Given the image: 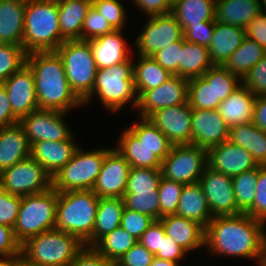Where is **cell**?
<instances>
[{
  "label": "cell",
  "mask_w": 266,
  "mask_h": 266,
  "mask_svg": "<svg viewBox=\"0 0 266 266\" xmlns=\"http://www.w3.org/2000/svg\"><path fill=\"white\" fill-rule=\"evenodd\" d=\"M159 221L165 234L188 253L205 246V228L199 223L176 214L161 217Z\"/></svg>",
  "instance_id": "603a6c76"
},
{
  "label": "cell",
  "mask_w": 266,
  "mask_h": 266,
  "mask_svg": "<svg viewBox=\"0 0 266 266\" xmlns=\"http://www.w3.org/2000/svg\"><path fill=\"white\" fill-rule=\"evenodd\" d=\"M262 266H266V246H265V250H264V259H263Z\"/></svg>",
  "instance_id": "2644e50d"
},
{
  "label": "cell",
  "mask_w": 266,
  "mask_h": 266,
  "mask_svg": "<svg viewBox=\"0 0 266 266\" xmlns=\"http://www.w3.org/2000/svg\"><path fill=\"white\" fill-rule=\"evenodd\" d=\"M256 96L241 84L233 93L222 101L217 111L229 128L253 121Z\"/></svg>",
  "instance_id": "4316f807"
},
{
  "label": "cell",
  "mask_w": 266,
  "mask_h": 266,
  "mask_svg": "<svg viewBox=\"0 0 266 266\" xmlns=\"http://www.w3.org/2000/svg\"><path fill=\"white\" fill-rule=\"evenodd\" d=\"M229 131L230 128L217 109H193L192 145L209 150L229 140Z\"/></svg>",
  "instance_id": "ffe728a7"
},
{
  "label": "cell",
  "mask_w": 266,
  "mask_h": 266,
  "mask_svg": "<svg viewBox=\"0 0 266 266\" xmlns=\"http://www.w3.org/2000/svg\"><path fill=\"white\" fill-rule=\"evenodd\" d=\"M208 166L233 177L258 165L246 149L226 140L208 150Z\"/></svg>",
  "instance_id": "44dd1931"
},
{
  "label": "cell",
  "mask_w": 266,
  "mask_h": 266,
  "mask_svg": "<svg viewBox=\"0 0 266 266\" xmlns=\"http://www.w3.org/2000/svg\"><path fill=\"white\" fill-rule=\"evenodd\" d=\"M258 175L259 165L232 177L236 205L241 213H246L253 206Z\"/></svg>",
  "instance_id": "f35d334b"
},
{
  "label": "cell",
  "mask_w": 266,
  "mask_h": 266,
  "mask_svg": "<svg viewBox=\"0 0 266 266\" xmlns=\"http://www.w3.org/2000/svg\"><path fill=\"white\" fill-rule=\"evenodd\" d=\"M214 64L211 62L209 49L182 38L180 52V76L191 79L205 74Z\"/></svg>",
  "instance_id": "d590c367"
},
{
  "label": "cell",
  "mask_w": 266,
  "mask_h": 266,
  "mask_svg": "<svg viewBox=\"0 0 266 266\" xmlns=\"http://www.w3.org/2000/svg\"><path fill=\"white\" fill-rule=\"evenodd\" d=\"M252 122L266 132V95L256 97Z\"/></svg>",
  "instance_id": "e7e4bbea"
},
{
  "label": "cell",
  "mask_w": 266,
  "mask_h": 266,
  "mask_svg": "<svg viewBox=\"0 0 266 266\" xmlns=\"http://www.w3.org/2000/svg\"><path fill=\"white\" fill-rule=\"evenodd\" d=\"M27 0H0V44L23 46Z\"/></svg>",
  "instance_id": "cb8c5ba5"
},
{
  "label": "cell",
  "mask_w": 266,
  "mask_h": 266,
  "mask_svg": "<svg viewBox=\"0 0 266 266\" xmlns=\"http://www.w3.org/2000/svg\"><path fill=\"white\" fill-rule=\"evenodd\" d=\"M138 57V61L133 63V80L139 99L147 90L158 87L173 75L151 56L138 55Z\"/></svg>",
  "instance_id": "836d02e7"
},
{
  "label": "cell",
  "mask_w": 266,
  "mask_h": 266,
  "mask_svg": "<svg viewBox=\"0 0 266 266\" xmlns=\"http://www.w3.org/2000/svg\"><path fill=\"white\" fill-rule=\"evenodd\" d=\"M262 12V0H216L215 20L246 28Z\"/></svg>",
  "instance_id": "f546056e"
},
{
  "label": "cell",
  "mask_w": 266,
  "mask_h": 266,
  "mask_svg": "<svg viewBox=\"0 0 266 266\" xmlns=\"http://www.w3.org/2000/svg\"><path fill=\"white\" fill-rule=\"evenodd\" d=\"M265 55L266 50L261 45L246 37L224 66L242 80Z\"/></svg>",
  "instance_id": "8d00e7d4"
},
{
  "label": "cell",
  "mask_w": 266,
  "mask_h": 266,
  "mask_svg": "<svg viewBox=\"0 0 266 266\" xmlns=\"http://www.w3.org/2000/svg\"><path fill=\"white\" fill-rule=\"evenodd\" d=\"M138 240L121 226L103 236L93 248L106 259L117 262Z\"/></svg>",
  "instance_id": "74e56055"
},
{
  "label": "cell",
  "mask_w": 266,
  "mask_h": 266,
  "mask_svg": "<svg viewBox=\"0 0 266 266\" xmlns=\"http://www.w3.org/2000/svg\"><path fill=\"white\" fill-rule=\"evenodd\" d=\"M64 41L57 0H27L23 38L26 53L56 51Z\"/></svg>",
  "instance_id": "277c9868"
},
{
  "label": "cell",
  "mask_w": 266,
  "mask_h": 266,
  "mask_svg": "<svg viewBox=\"0 0 266 266\" xmlns=\"http://www.w3.org/2000/svg\"><path fill=\"white\" fill-rule=\"evenodd\" d=\"M61 37L65 40H82L84 19L92 0H57Z\"/></svg>",
  "instance_id": "f1b7e54d"
},
{
  "label": "cell",
  "mask_w": 266,
  "mask_h": 266,
  "mask_svg": "<svg viewBox=\"0 0 266 266\" xmlns=\"http://www.w3.org/2000/svg\"><path fill=\"white\" fill-rule=\"evenodd\" d=\"M154 257L155 256L150 251L137 242L115 262V266H150Z\"/></svg>",
  "instance_id": "11a10c76"
},
{
  "label": "cell",
  "mask_w": 266,
  "mask_h": 266,
  "mask_svg": "<svg viewBox=\"0 0 266 266\" xmlns=\"http://www.w3.org/2000/svg\"><path fill=\"white\" fill-rule=\"evenodd\" d=\"M122 199L125 208L149 215L155 220L160 219L158 191L124 194Z\"/></svg>",
  "instance_id": "ee69618b"
},
{
  "label": "cell",
  "mask_w": 266,
  "mask_h": 266,
  "mask_svg": "<svg viewBox=\"0 0 266 266\" xmlns=\"http://www.w3.org/2000/svg\"><path fill=\"white\" fill-rule=\"evenodd\" d=\"M241 82L256 97L266 95V55L250 69Z\"/></svg>",
  "instance_id": "f907efd6"
},
{
  "label": "cell",
  "mask_w": 266,
  "mask_h": 266,
  "mask_svg": "<svg viewBox=\"0 0 266 266\" xmlns=\"http://www.w3.org/2000/svg\"><path fill=\"white\" fill-rule=\"evenodd\" d=\"M214 27L215 21H204L202 24L190 25L183 31L184 39L208 48L213 38Z\"/></svg>",
  "instance_id": "db71d44e"
},
{
  "label": "cell",
  "mask_w": 266,
  "mask_h": 266,
  "mask_svg": "<svg viewBox=\"0 0 266 266\" xmlns=\"http://www.w3.org/2000/svg\"><path fill=\"white\" fill-rule=\"evenodd\" d=\"M184 184L161 178L158 187L160 218L176 214L179 198Z\"/></svg>",
  "instance_id": "f6af8a7d"
},
{
  "label": "cell",
  "mask_w": 266,
  "mask_h": 266,
  "mask_svg": "<svg viewBox=\"0 0 266 266\" xmlns=\"http://www.w3.org/2000/svg\"><path fill=\"white\" fill-rule=\"evenodd\" d=\"M56 52L62 58L72 91L83 102L92 93L98 69L90 42L86 40L64 41Z\"/></svg>",
  "instance_id": "9c48e42d"
},
{
  "label": "cell",
  "mask_w": 266,
  "mask_h": 266,
  "mask_svg": "<svg viewBox=\"0 0 266 266\" xmlns=\"http://www.w3.org/2000/svg\"><path fill=\"white\" fill-rule=\"evenodd\" d=\"M188 102L192 109L214 110V80H205L202 76L189 79Z\"/></svg>",
  "instance_id": "60d3db41"
},
{
  "label": "cell",
  "mask_w": 266,
  "mask_h": 266,
  "mask_svg": "<svg viewBox=\"0 0 266 266\" xmlns=\"http://www.w3.org/2000/svg\"><path fill=\"white\" fill-rule=\"evenodd\" d=\"M171 2V4H173L174 2H176L177 0H169Z\"/></svg>",
  "instance_id": "8c879c8a"
},
{
  "label": "cell",
  "mask_w": 266,
  "mask_h": 266,
  "mask_svg": "<svg viewBox=\"0 0 266 266\" xmlns=\"http://www.w3.org/2000/svg\"><path fill=\"white\" fill-rule=\"evenodd\" d=\"M133 4L141 9L140 12L148 17L165 15L171 13L172 4L169 0H131Z\"/></svg>",
  "instance_id": "91938a15"
},
{
  "label": "cell",
  "mask_w": 266,
  "mask_h": 266,
  "mask_svg": "<svg viewBox=\"0 0 266 266\" xmlns=\"http://www.w3.org/2000/svg\"><path fill=\"white\" fill-rule=\"evenodd\" d=\"M139 120L124 130L115 149L131 167L161 169L173 144L149 118Z\"/></svg>",
  "instance_id": "3957f363"
},
{
  "label": "cell",
  "mask_w": 266,
  "mask_h": 266,
  "mask_svg": "<svg viewBox=\"0 0 266 266\" xmlns=\"http://www.w3.org/2000/svg\"><path fill=\"white\" fill-rule=\"evenodd\" d=\"M112 148L84 151L79 147L72 159L52 177L57 192L92 190L105 155Z\"/></svg>",
  "instance_id": "30bf717a"
},
{
  "label": "cell",
  "mask_w": 266,
  "mask_h": 266,
  "mask_svg": "<svg viewBox=\"0 0 266 266\" xmlns=\"http://www.w3.org/2000/svg\"><path fill=\"white\" fill-rule=\"evenodd\" d=\"M189 79L173 75L163 84L147 90L139 99L137 111L139 117L149 118L159 109L183 104L188 101Z\"/></svg>",
  "instance_id": "e0dca14e"
},
{
  "label": "cell",
  "mask_w": 266,
  "mask_h": 266,
  "mask_svg": "<svg viewBox=\"0 0 266 266\" xmlns=\"http://www.w3.org/2000/svg\"><path fill=\"white\" fill-rule=\"evenodd\" d=\"M246 37L256 41L266 50V13L256 16L245 28Z\"/></svg>",
  "instance_id": "94428289"
},
{
  "label": "cell",
  "mask_w": 266,
  "mask_h": 266,
  "mask_svg": "<svg viewBox=\"0 0 266 266\" xmlns=\"http://www.w3.org/2000/svg\"><path fill=\"white\" fill-rule=\"evenodd\" d=\"M124 208L122 198H99L92 233V247L103 236L120 226Z\"/></svg>",
  "instance_id": "e575fe53"
},
{
  "label": "cell",
  "mask_w": 266,
  "mask_h": 266,
  "mask_svg": "<svg viewBox=\"0 0 266 266\" xmlns=\"http://www.w3.org/2000/svg\"><path fill=\"white\" fill-rule=\"evenodd\" d=\"M215 13L216 0H177L171 10L183 31L190 25L215 21Z\"/></svg>",
  "instance_id": "d6a6232c"
},
{
  "label": "cell",
  "mask_w": 266,
  "mask_h": 266,
  "mask_svg": "<svg viewBox=\"0 0 266 266\" xmlns=\"http://www.w3.org/2000/svg\"><path fill=\"white\" fill-rule=\"evenodd\" d=\"M253 206L246 212L250 217L266 223V165H259Z\"/></svg>",
  "instance_id": "816d5d0a"
},
{
  "label": "cell",
  "mask_w": 266,
  "mask_h": 266,
  "mask_svg": "<svg viewBox=\"0 0 266 266\" xmlns=\"http://www.w3.org/2000/svg\"><path fill=\"white\" fill-rule=\"evenodd\" d=\"M66 112L37 109L19 120L30 145L38 141H61L73 136L64 120Z\"/></svg>",
  "instance_id": "5bb4252c"
},
{
  "label": "cell",
  "mask_w": 266,
  "mask_h": 266,
  "mask_svg": "<svg viewBox=\"0 0 266 266\" xmlns=\"http://www.w3.org/2000/svg\"><path fill=\"white\" fill-rule=\"evenodd\" d=\"M188 252L178 245L172 238L165 235L162 239L161 251L155 257L179 263Z\"/></svg>",
  "instance_id": "6125c7cd"
},
{
  "label": "cell",
  "mask_w": 266,
  "mask_h": 266,
  "mask_svg": "<svg viewBox=\"0 0 266 266\" xmlns=\"http://www.w3.org/2000/svg\"><path fill=\"white\" fill-rule=\"evenodd\" d=\"M85 244L58 229L42 232L21 244V256L35 266H68Z\"/></svg>",
  "instance_id": "52a82bcc"
},
{
  "label": "cell",
  "mask_w": 266,
  "mask_h": 266,
  "mask_svg": "<svg viewBox=\"0 0 266 266\" xmlns=\"http://www.w3.org/2000/svg\"><path fill=\"white\" fill-rule=\"evenodd\" d=\"M0 266H12V259H0Z\"/></svg>",
  "instance_id": "a7ac6f4b"
},
{
  "label": "cell",
  "mask_w": 266,
  "mask_h": 266,
  "mask_svg": "<svg viewBox=\"0 0 266 266\" xmlns=\"http://www.w3.org/2000/svg\"><path fill=\"white\" fill-rule=\"evenodd\" d=\"M263 13H266V0H262Z\"/></svg>",
  "instance_id": "89a4df30"
},
{
  "label": "cell",
  "mask_w": 266,
  "mask_h": 266,
  "mask_svg": "<svg viewBox=\"0 0 266 266\" xmlns=\"http://www.w3.org/2000/svg\"><path fill=\"white\" fill-rule=\"evenodd\" d=\"M182 50V39L173 42L169 46L159 50L151 57L172 75L180 76V52Z\"/></svg>",
  "instance_id": "681fc988"
},
{
  "label": "cell",
  "mask_w": 266,
  "mask_h": 266,
  "mask_svg": "<svg viewBox=\"0 0 266 266\" xmlns=\"http://www.w3.org/2000/svg\"><path fill=\"white\" fill-rule=\"evenodd\" d=\"M21 204V196L10 194L0 187V224L14 227Z\"/></svg>",
  "instance_id": "f5cc1de1"
},
{
  "label": "cell",
  "mask_w": 266,
  "mask_h": 266,
  "mask_svg": "<svg viewBox=\"0 0 266 266\" xmlns=\"http://www.w3.org/2000/svg\"><path fill=\"white\" fill-rule=\"evenodd\" d=\"M89 42L97 68L111 67L131 58L122 30H113Z\"/></svg>",
  "instance_id": "d4e9b609"
},
{
  "label": "cell",
  "mask_w": 266,
  "mask_h": 266,
  "mask_svg": "<svg viewBox=\"0 0 266 266\" xmlns=\"http://www.w3.org/2000/svg\"><path fill=\"white\" fill-rule=\"evenodd\" d=\"M19 120L13 115L11 103L3 84H0V128L18 123Z\"/></svg>",
  "instance_id": "be15d7a7"
},
{
  "label": "cell",
  "mask_w": 266,
  "mask_h": 266,
  "mask_svg": "<svg viewBox=\"0 0 266 266\" xmlns=\"http://www.w3.org/2000/svg\"><path fill=\"white\" fill-rule=\"evenodd\" d=\"M129 58L120 64L107 68H98L92 93L83 101V105L97 95L105 109L112 113L131 103L137 109L138 96L134 86L133 62Z\"/></svg>",
  "instance_id": "8992f818"
},
{
  "label": "cell",
  "mask_w": 266,
  "mask_h": 266,
  "mask_svg": "<svg viewBox=\"0 0 266 266\" xmlns=\"http://www.w3.org/2000/svg\"><path fill=\"white\" fill-rule=\"evenodd\" d=\"M12 266H35L26 261L22 256L12 259Z\"/></svg>",
  "instance_id": "003e7915"
},
{
  "label": "cell",
  "mask_w": 266,
  "mask_h": 266,
  "mask_svg": "<svg viewBox=\"0 0 266 266\" xmlns=\"http://www.w3.org/2000/svg\"><path fill=\"white\" fill-rule=\"evenodd\" d=\"M161 178V169L131 167L125 194L157 191Z\"/></svg>",
  "instance_id": "b9f144b4"
},
{
  "label": "cell",
  "mask_w": 266,
  "mask_h": 266,
  "mask_svg": "<svg viewBox=\"0 0 266 266\" xmlns=\"http://www.w3.org/2000/svg\"><path fill=\"white\" fill-rule=\"evenodd\" d=\"M192 111L187 101L159 109L149 119L173 145H192Z\"/></svg>",
  "instance_id": "ac0fdd59"
},
{
  "label": "cell",
  "mask_w": 266,
  "mask_h": 266,
  "mask_svg": "<svg viewBox=\"0 0 266 266\" xmlns=\"http://www.w3.org/2000/svg\"><path fill=\"white\" fill-rule=\"evenodd\" d=\"M92 5L114 30H123L126 11L119 0H92Z\"/></svg>",
  "instance_id": "bcb514c9"
},
{
  "label": "cell",
  "mask_w": 266,
  "mask_h": 266,
  "mask_svg": "<svg viewBox=\"0 0 266 266\" xmlns=\"http://www.w3.org/2000/svg\"><path fill=\"white\" fill-rule=\"evenodd\" d=\"M7 92L13 115L20 120L39 109L34 75L25 64L2 83Z\"/></svg>",
  "instance_id": "d6986e66"
},
{
  "label": "cell",
  "mask_w": 266,
  "mask_h": 266,
  "mask_svg": "<svg viewBox=\"0 0 266 266\" xmlns=\"http://www.w3.org/2000/svg\"><path fill=\"white\" fill-rule=\"evenodd\" d=\"M74 137L61 141H38L31 144L30 156L41 164L53 177L73 157L80 147Z\"/></svg>",
  "instance_id": "7402d4cb"
},
{
  "label": "cell",
  "mask_w": 266,
  "mask_h": 266,
  "mask_svg": "<svg viewBox=\"0 0 266 266\" xmlns=\"http://www.w3.org/2000/svg\"><path fill=\"white\" fill-rule=\"evenodd\" d=\"M150 266H179V263L154 257Z\"/></svg>",
  "instance_id": "03108f58"
},
{
  "label": "cell",
  "mask_w": 266,
  "mask_h": 266,
  "mask_svg": "<svg viewBox=\"0 0 266 266\" xmlns=\"http://www.w3.org/2000/svg\"><path fill=\"white\" fill-rule=\"evenodd\" d=\"M202 77L205 80H214L215 109L242 84L241 79L224 65H213Z\"/></svg>",
  "instance_id": "ab89813d"
},
{
  "label": "cell",
  "mask_w": 266,
  "mask_h": 266,
  "mask_svg": "<svg viewBox=\"0 0 266 266\" xmlns=\"http://www.w3.org/2000/svg\"><path fill=\"white\" fill-rule=\"evenodd\" d=\"M165 235L163 225L159 220H155L141 235L138 242L155 256L158 251H161L162 239H164Z\"/></svg>",
  "instance_id": "6f0895ef"
},
{
  "label": "cell",
  "mask_w": 266,
  "mask_h": 266,
  "mask_svg": "<svg viewBox=\"0 0 266 266\" xmlns=\"http://www.w3.org/2000/svg\"><path fill=\"white\" fill-rule=\"evenodd\" d=\"M68 266H115V263L100 255L93 247L85 246Z\"/></svg>",
  "instance_id": "680465c9"
},
{
  "label": "cell",
  "mask_w": 266,
  "mask_h": 266,
  "mask_svg": "<svg viewBox=\"0 0 266 266\" xmlns=\"http://www.w3.org/2000/svg\"><path fill=\"white\" fill-rule=\"evenodd\" d=\"M58 192L53 188L21 197V204L13 227L17 241L22 244L28 238L55 229Z\"/></svg>",
  "instance_id": "ba28073f"
},
{
  "label": "cell",
  "mask_w": 266,
  "mask_h": 266,
  "mask_svg": "<svg viewBox=\"0 0 266 266\" xmlns=\"http://www.w3.org/2000/svg\"><path fill=\"white\" fill-rule=\"evenodd\" d=\"M147 18L134 42L138 55L152 56L184 37L181 25L171 13Z\"/></svg>",
  "instance_id": "4fadbf2b"
},
{
  "label": "cell",
  "mask_w": 266,
  "mask_h": 266,
  "mask_svg": "<svg viewBox=\"0 0 266 266\" xmlns=\"http://www.w3.org/2000/svg\"><path fill=\"white\" fill-rule=\"evenodd\" d=\"M208 166V150L195 145H173L162 161L165 179L184 185L197 183Z\"/></svg>",
  "instance_id": "8fae6325"
},
{
  "label": "cell",
  "mask_w": 266,
  "mask_h": 266,
  "mask_svg": "<svg viewBox=\"0 0 266 266\" xmlns=\"http://www.w3.org/2000/svg\"><path fill=\"white\" fill-rule=\"evenodd\" d=\"M0 187L13 195L28 196L52 187V177L31 156L0 173Z\"/></svg>",
  "instance_id": "7c38bea8"
},
{
  "label": "cell",
  "mask_w": 266,
  "mask_h": 266,
  "mask_svg": "<svg viewBox=\"0 0 266 266\" xmlns=\"http://www.w3.org/2000/svg\"><path fill=\"white\" fill-rule=\"evenodd\" d=\"M21 256V244L15 238L13 228L0 224V257L13 259Z\"/></svg>",
  "instance_id": "9f6ffc18"
},
{
  "label": "cell",
  "mask_w": 266,
  "mask_h": 266,
  "mask_svg": "<svg viewBox=\"0 0 266 266\" xmlns=\"http://www.w3.org/2000/svg\"><path fill=\"white\" fill-rule=\"evenodd\" d=\"M245 38V28L215 20L213 38L208 47L211 62L214 65H224Z\"/></svg>",
  "instance_id": "484cf974"
},
{
  "label": "cell",
  "mask_w": 266,
  "mask_h": 266,
  "mask_svg": "<svg viewBox=\"0 0 266 266\" xmlns=\"http://www.w3.org/2000/svg\"><path fill=\"white\" fill-rule=\"evenodd\" d=\"M26 57L23 46L0 44V84L26 64Z\"/></svg>",
  "instance_id": "7bdbcfd3"
},
{
  "label": "cell",
  "mask_w": 266,
  "mask_h": 266,
  "mask_svg": "<svg viewBox=\"0 0 266 266\" xmlns=\"http://www.w3.org/2000/svg\"><path fill=\"white\" fill-rule=\"evenodd\" d=\"M99 197L92 190L58 192L55 228L78 237L92 247Z\"/></svg>",
  "instance_id": "5b68a950"
},
{
  "label": "cell",
  "mask_w": 266,
  "mask_h": 266,
  "mask_svg": "<svg viewBox=\"0 0 266 266\" xmlns=\"http://www.w3.org/2000/svg\"><path fill=\"white\" fill-rule=\"evenodd\" d=\"M154 222L149 215L124 208L120 226L138 240Z\"/></svg>",
  "instance_id": "c3c4849f"
},
{
  "label": "cell",
  "mask_w": 266,
  "mask_h": 266,
  "mask_svg": "<svg viewBox=\"0 0 266 266\" xmlns=\"http://www.w3.org/2000/svg\"><path fill=\"white\" fill-rule=\"evenodd\" d=\"M30 147L19 123L0 128V173L29 157Z\"/></svg>",
  "instance_id": "83f0119b"
},
{
  "label": "cell",
  "mask_w": 266,
  "mask_h": 266,
  "mask_svg": "<svg viewBox=\"0 0 266 266\" xmlns=\"http://www.w3.org/2000/svg\"><path fill=\"white\" fill-rule=\"evenodd\" d=\"M131 165L112 148L103 160L92 191L99 198H122L126 192Z\"/></svg>",
  "instance_id": "2e32d148"
},
{
  "label": "cell",
  "mask_w": 266,
  "mask_h": 266,
  "mask_svg": "<svg viewBox=\"0 0 266 266\" xmlns=\"http://www.w3.org/2000/svg\"><path fill=\"white\" fill-rule=\"evenodd\" d=\"M199 183L213 217L241 214L236 205L232 177L207 166Z\"/></svg>",
  "instance_id": "9a60e30c"
},
{
  "label": "cell",
  "mask_w": 266,
  "mask_h": 266,
  "mask_svg": "<svg viewBox=\"0 0 266 266\" xmlns=\"http://www.w3.org/2000/svg\"><path fill=\"white\" fill-rule=\"evenodd\" d=\"M176 215L195 221L206 228L213 216L199 182L184 185Z\"/></svg>",
  "instance_id": "4dcf8cb0"
},
{
  "label": "cell",
  "mask_w": 266,
  "mask_h": 266,
  "mask_svg": "<svg viewBox=\"0 0 266 266\" xmlns=\"http://www.w3.org/2000/svg\"><path fill=\"white\" fill-rule=\"evenodd\" d=\"M229 140L251 153L257 165H266V132L253 122L230 128Z\"/></svg>",
  "instance_id": "1f68e13d"
},
{
  "label": "cell",
  "mask_w": 266,
  "mask_h": 266,
  "mask_svg": "<svg viewBox=\"0 0 266 266\" xmlns=\"http://www.w3.org/2000/svg\"><path fill=\"white\" fill-rule=\"evenodd\" d=\"M263 221L246 213L213 217L205 228V248L211 255L256 259L262 266L266 246Z\"/></svg>",
  "instance_id": "6da1fadb"
},
{
  "label": "cell",
  "mask_w": 266,
  "mask_h": 266,
  "mask_svg": "<svg viewBox=\"0 0 266 266\" xmlns=\"http://www.w3.org/2000/svg\"><path fill=\"white\" fill-rule=\"evenodd\" d=\"M26 64L34 75L39 109L68 112L83 106L67 80L62 58L56 51L27 54Z\"/></svg>",
  "instance_id": "7a4b0ae2"
},
{
  "label": "cell",
  "mask_w": 266,
  "mask_h": 266,
  "mask_svg": "<svg viewBox=\"0 0 266 266\" xmlns=\"http://www.w3.org/2000/svg\"><path fill=\"white\" fill-rule=\"evenodd\" d=\"M113 30L107 20L92 5L83 22L82 40L90 41Z\"/></svg>",
  "instance_id": "7dc6e473"
}]
</instances>
